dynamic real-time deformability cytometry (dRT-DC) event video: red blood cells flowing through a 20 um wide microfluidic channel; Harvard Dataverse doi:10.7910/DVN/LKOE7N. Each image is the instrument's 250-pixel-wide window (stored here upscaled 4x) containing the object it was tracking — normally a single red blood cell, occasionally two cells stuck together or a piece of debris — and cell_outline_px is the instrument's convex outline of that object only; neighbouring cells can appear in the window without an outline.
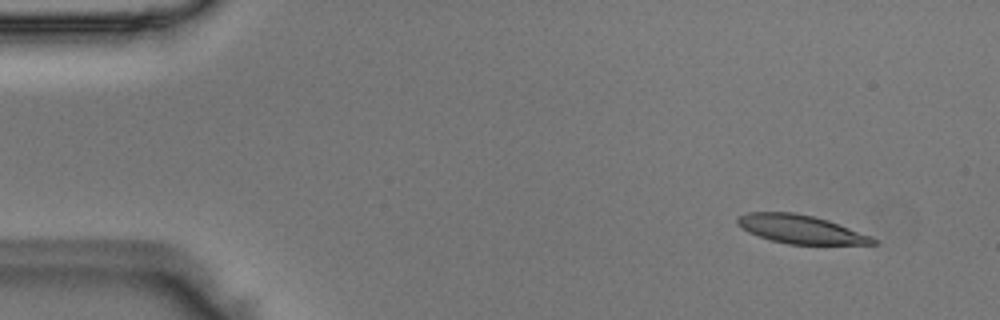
{"species": "Egyptian fruit bat (a non-hibernating species)", "species_latin": "Rousettus aegyptiacus", "temperature_condition": "room temperature", "stored_images_in_passage": 48, "camera_frame_rate_fps": 3000, "um_per_image_px": 0.085, "animal": {"sex": "male"}, "frame": {"image": 1, "passage_image": 1, "time_ms": 0.0, "image_size_px": [1000, 320], "cell_outline_px": [[876, 244], [788, 244], [772, 240], [748, 232], [736, 224], [736, 216], [748, 212], [792, 212], [812, 216], [828, 220], [872, 236], [876, 240]], "centroid_in_image_um": [68.02, 19.47], "position_along_channel_um": 17.0, "area_um2": 22.37}}
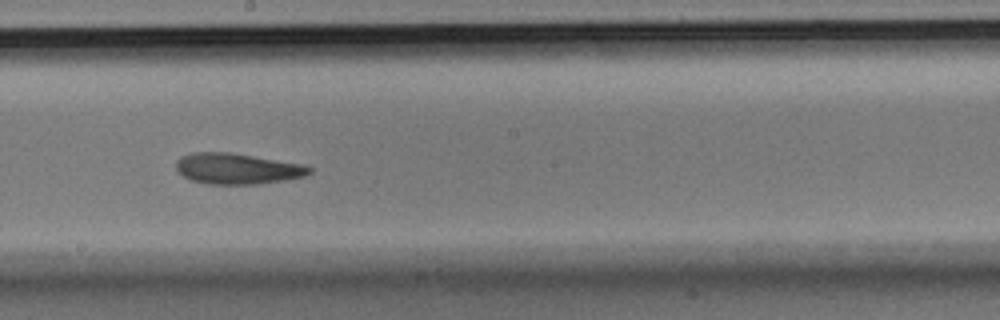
{"frame": {"image": 2, "passage_image": 25, "time_ms": 8.0, "image_size_px": [1000, 320], "cell_outline_px": [[312, 172], [304, 176], [284, 180], [260, 184], [208, 184], [192, 180], [184, 176], [176, 168], [176, 160], [180, 156], [192, 152], [232, 152], [304, 164], [312, 168]], "centroid_in_image_um": [20.18, 14.32], "position_along_channel_um": 228.0, "area_um2": 24.1}}
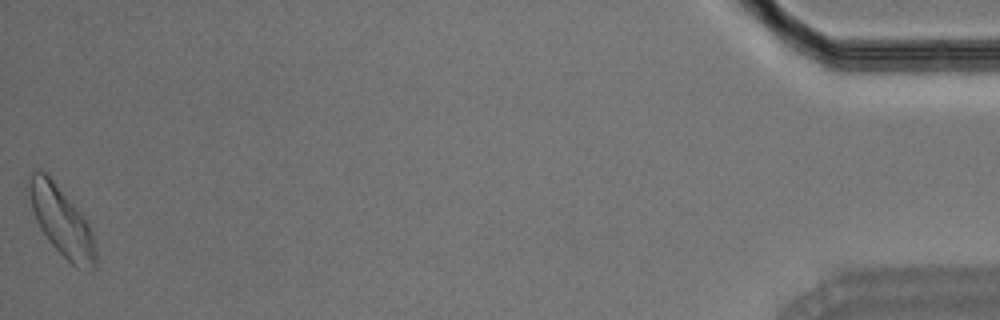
{"frame": {"image": 3, "passage_image": 48, "time_ms": 15.667, "image_size_px": [1000, 320], "cell_outline_px": [[96, 268], [84, 272], [76, 268], [48, 240], [40, 228], [36, 220], [24, 188], [24, 180], [32, 168], [40, 168], [48, 172], [88, 220], [92, 232], [96, 248]], "centroid_in_image_um": [5.18, 18.69], "position_along_channel_um": 430.0, "area_um2": 28.38}}